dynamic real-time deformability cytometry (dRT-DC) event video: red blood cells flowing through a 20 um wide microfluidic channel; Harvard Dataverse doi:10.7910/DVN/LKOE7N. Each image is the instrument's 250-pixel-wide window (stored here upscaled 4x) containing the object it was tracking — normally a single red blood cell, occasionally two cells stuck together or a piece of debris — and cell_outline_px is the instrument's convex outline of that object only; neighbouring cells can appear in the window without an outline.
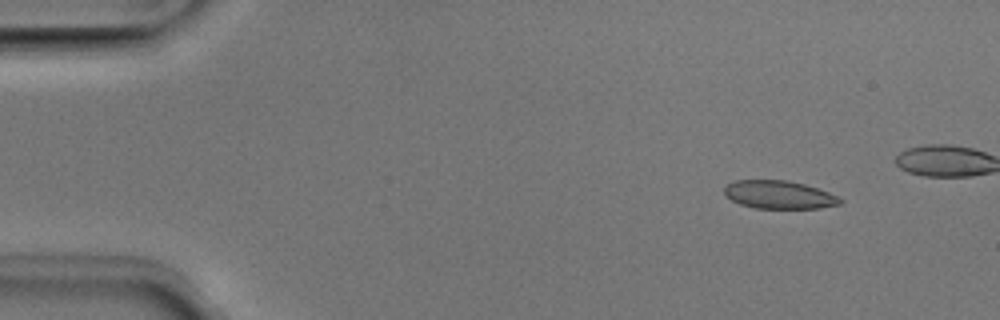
{"species": "Egyptian fruit bat (a non-hibernating species)", "species_latin": "Rousettus aegyptiacus", "temperature_condition": "room temperature", "stored_images_in_passage": 45, "camera_frame_rate_fps": 3000, "um_per_image_px": 0.085, "animal": {"sex": "male"}, "frame": {"image": 1, "passage_image": 6, "time_ms": 1.667, "image_size_px": [1000, 320], "cell_outline_px": [[840, 200], [836, 204], [812, 208], [760, 208], [744, 204], [728, 196], [724, 192], [728, 184], [740, 180], [780, 180], [800, 184], [824, 192]], "centroid_in_image_um": [66.12, 16.55], "position_along_channel_um": 18.9, "area_um2": 17.46}}
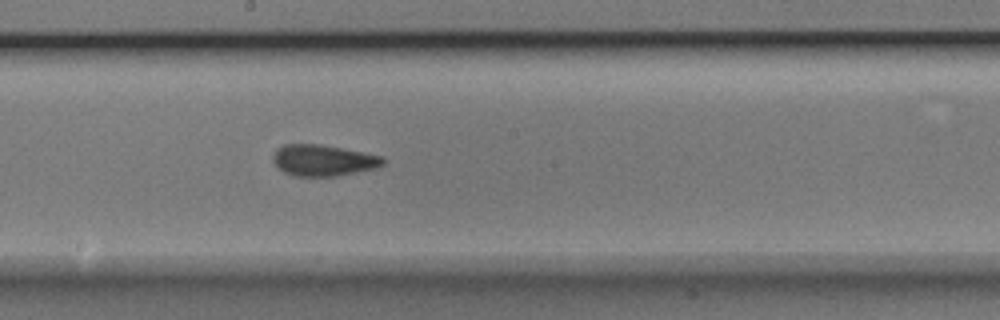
{"frame": {"image": 2, "passage_image": 28, "time_ms": 9.0, "image_size_px": [1000, 320], "cell_outline_px": [[384, 160], [380, 164], [364, 168], [344, 172], [292, 172], [284, 168], [276, 160], [276, 152], [284, 148], [300, 144], [332, 148], [376, 156]], "centroid_in_image_um": [27.48, 13.56], "position_along_channel_um": 220.7, "area_um2": 15.61}}
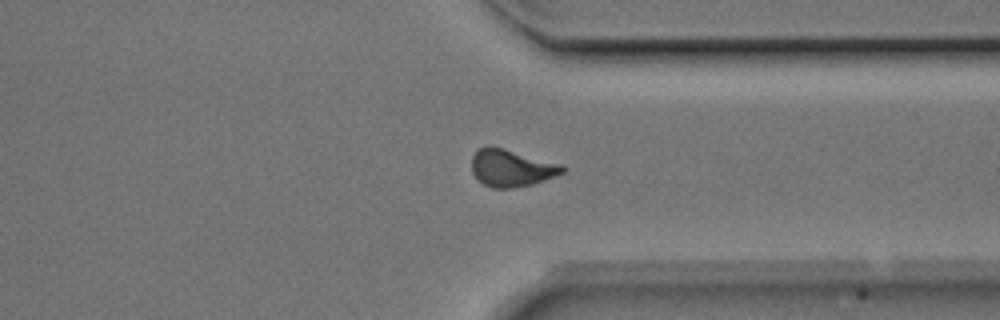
{"frame": {"image": 3, "passage_image": 39, "time_ms": 12.667, "image_size_px": [1000, 320], "cell_outline_px": [[564, 172], [528, 184], [504, 188], [500, 188], [488, 184], [480, 180], [476, 176], [472, 168], [472, 160], [476, 152], [480, 148], [500, 148], [564, 168]], "centroid_in_image_um": [43.37, 14.3], "position_along_channel_um": 368.0, "area_um2": 17.46}, "authors_computed_cell_mechanics": {"area_um2": 16.762, "velocity_mm_per_s": 4.0258, "shape_relaxation_time_tau1_ms": 7.4675, "shape_relaxation_time_tau2_ms": 2.1534, "deformation_change_tau1": 0.1773, "deformation_change_tau2": 0.0763}}